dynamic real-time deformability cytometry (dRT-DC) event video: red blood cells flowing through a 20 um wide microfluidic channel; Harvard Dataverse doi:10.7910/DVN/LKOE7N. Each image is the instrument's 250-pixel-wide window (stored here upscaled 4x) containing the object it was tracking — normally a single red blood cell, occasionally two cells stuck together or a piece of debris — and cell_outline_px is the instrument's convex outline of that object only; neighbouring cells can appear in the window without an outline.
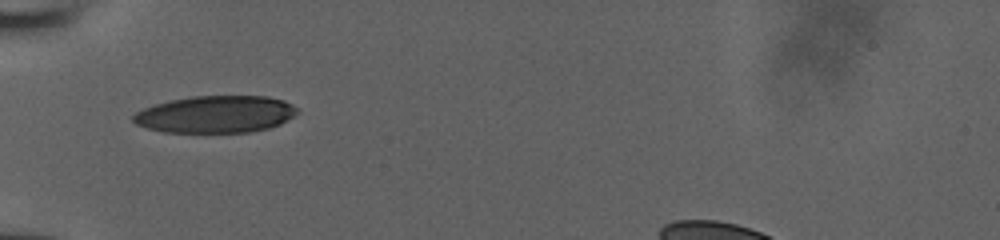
{"species": "human", "species_latin": "Homo sapiens", "temperature_condition": "room temperature", "stored_images_in_passage": 35, "segment_of_instrument_passage": [1, 2], "camera_frame_rate_fps": 3000, "um_per_image_px": 0.085, "donor": {"sex": "male"}, "frame": {"image": 1, "passage_image": 1, "time_ms": 0.0, "image_size_px": [1000, 240], "cell_outline_px": [[296, 112], [292, 116], [280, 124], [268, 128], [248, 132], [164, 132], [148, 128], [136, 124], [132, 120], [132, 116], [136, 112], [144, 108], [156, 104], [172, 100], [192, 96], [268, 96], [284, 100], [292, 104], [296, 108]], "centroid_in_image_um": [18.31, 9.71], "position_along_channel_um": 66.7, "area_um2": 35.2}}
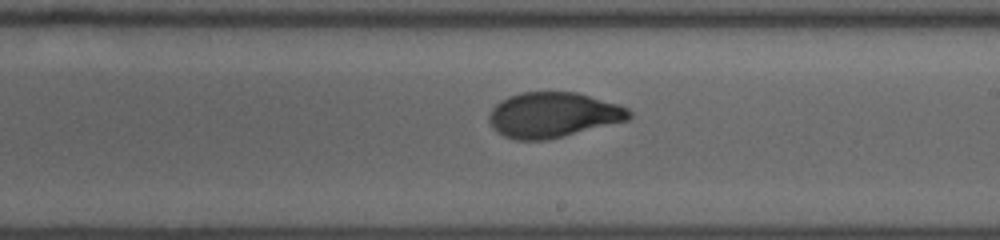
{"frame": {"image": 2, "passage_image": 14, "time_ms": 4.333, "image_size_px": [1000, 240], "cell_outline_px": [[632, 116], [628, 120], [544, 140], [516, 140], [504, 136], [496, 132], [492, 128], [488, 120], [488, 116], [492, 108], [500, 100], [508, 96], [520, 92], [576, 92], [620, 104], [628, 108], [632, 112]], "centroid_in_image_um": [46.98, 9.75], "position_along_channel_um": 242.0, "area_um2": 36.93}}
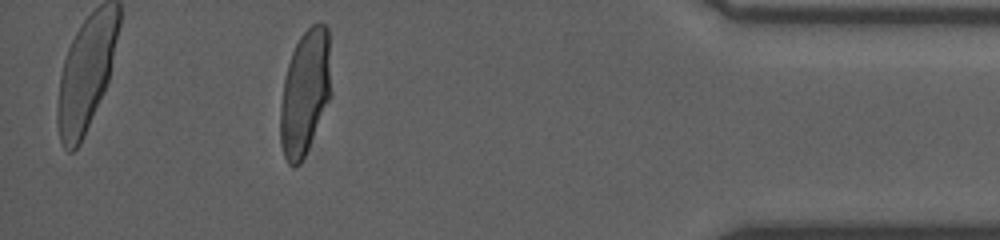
{"frame": {"image": 3, "passage_image": 29, "time_ms": 9.333, "image_size_px": [1000, 240], "cell_outline_px": [[332, 96], [308, 148], [300, 164], [292, 168], [288, 164], [284, 156], [280, 144], [280, 104], [284, 80], [288, 64], [292, 52], [300, 36], [312, 24], [324, 24], [328, 28], [332, 92]], "centroid_in_image_um": [25.94, 7.88], "position_along_channel_um": 409.3, "area_um2": 37.4}}